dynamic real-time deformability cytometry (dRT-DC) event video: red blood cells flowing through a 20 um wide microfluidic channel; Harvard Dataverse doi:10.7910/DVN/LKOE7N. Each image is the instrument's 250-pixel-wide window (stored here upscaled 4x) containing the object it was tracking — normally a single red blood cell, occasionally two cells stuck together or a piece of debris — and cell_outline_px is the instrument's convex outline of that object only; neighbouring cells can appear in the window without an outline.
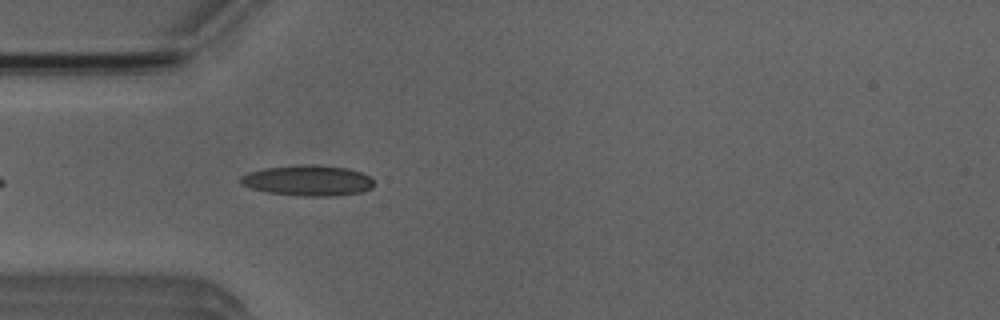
{"species": "Egyptian fruit bat (a non-hibernating species)", "species_latin": "Rousettus aegyptiacus", "temperature_condition": "room temperature", "stored_images_in_passage": 21, "camera_frame_rate_fps": 3000, "um_per_image_px": 0.085, "animal": {"sex": "male"}, "frame": {"image": 1, "passage_image": 4, "time_ms": 1.0, "image_size_px": [1000, 320], "cell_outline_px": [[372, 188], [364, 192], [336, 196], [300, 196], [268, 192], [252, 188], [240, 184], [240, 176], [248, 172], [264, 168], [300, 164], [316, 164], [348, 168], [360, 172], [368, 176], [372, 180]], "centroid_in_image_um": [26.16, 15.34], "position_along_channel_um": 58.8, "area_um2": 23.99}}
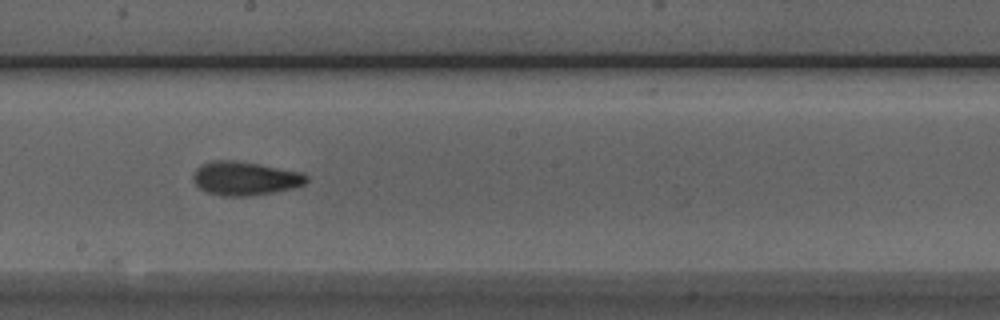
{"frame": {"image": 2, "passage_image": 17, "time_ms": 5.333, "image_size_px": [1000, 320], "cell_outline_px": [[308, 180], [304, 184], [292, 188], [272, 192], [248, 196], [220, 196], [208, 192], [200, 188], [192, 180], [192, 176], [196, 168], [200, 164], [212, 160], [236, 160], [260, 164], [300, 172], [308, 176]], "centroid_in_image_um": [20.78, 15.15], "position_along_channel_um": 227.4, "area_um2": 22.31}}
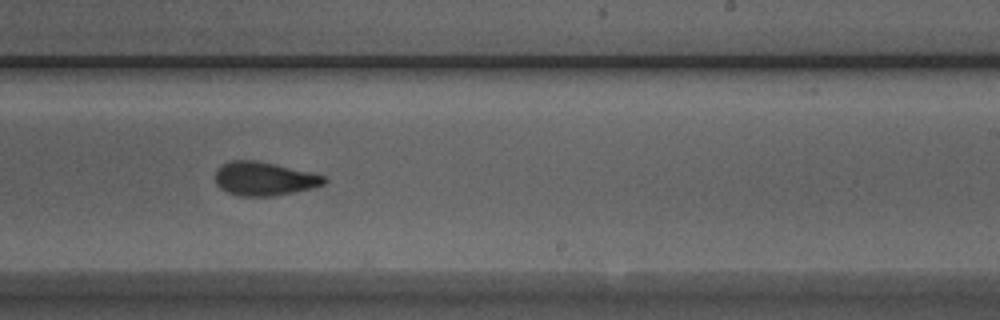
{"frame": {"image": 3, "passage_image": 20, "time_ms": 6.333, "image_size_px": [1000, 320], "cell_outline_px": [[328, 180], [324, 184], [316, 188], [272, 196], [240, 196], [228, 192], [220, 188], [216, 184], [216, 168], [220, 164], [228, 160], [256, 160], [316, 172], [324, 176]], "centroid_in_image_um": [22.49, 15.17], "position_along_channel_um": 266.5, "area_um2": 21.85}}